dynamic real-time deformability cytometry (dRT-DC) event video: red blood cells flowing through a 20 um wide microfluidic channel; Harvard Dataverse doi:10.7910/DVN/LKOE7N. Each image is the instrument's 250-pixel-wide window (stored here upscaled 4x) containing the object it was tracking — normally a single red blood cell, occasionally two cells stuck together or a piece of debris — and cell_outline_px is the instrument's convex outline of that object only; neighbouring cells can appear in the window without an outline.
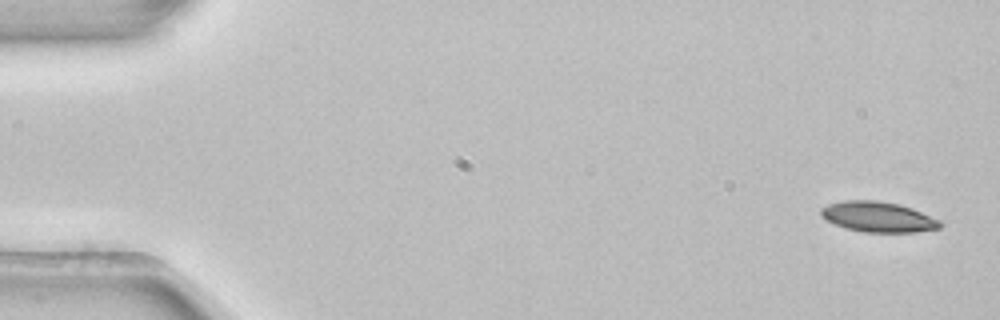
{"species": "common noctule bat (a hibernating species)", "species_latin": "Nyctalus noctula", "temperature_condition": "room temperature", "stored_images_in_passage": 5, "camera_frame_rate_fps": 3000, "um_per_image_px": 0.085, "animal": {"sex": "female", "body_mass_g": 22.7, "forearm_length_mm": 54.2}, "frame": {"image": 1, "passage_image": 1, "time_ms": 0.0, "image_size_px": [1000, 320], "cell_outline_px": [[944, 224], [940, 228], [916, 232], [864, 232], [848, 228], [836, 224], [820, 216], [820, 208], [828, 204], [844, 200], [880, 200], [900, 204], [912, 208], [940, 220]], "centroid_in_image_um": [74.66, 18.42], "position_along_channel_um": 10.3, "area_um2": 21.15}}